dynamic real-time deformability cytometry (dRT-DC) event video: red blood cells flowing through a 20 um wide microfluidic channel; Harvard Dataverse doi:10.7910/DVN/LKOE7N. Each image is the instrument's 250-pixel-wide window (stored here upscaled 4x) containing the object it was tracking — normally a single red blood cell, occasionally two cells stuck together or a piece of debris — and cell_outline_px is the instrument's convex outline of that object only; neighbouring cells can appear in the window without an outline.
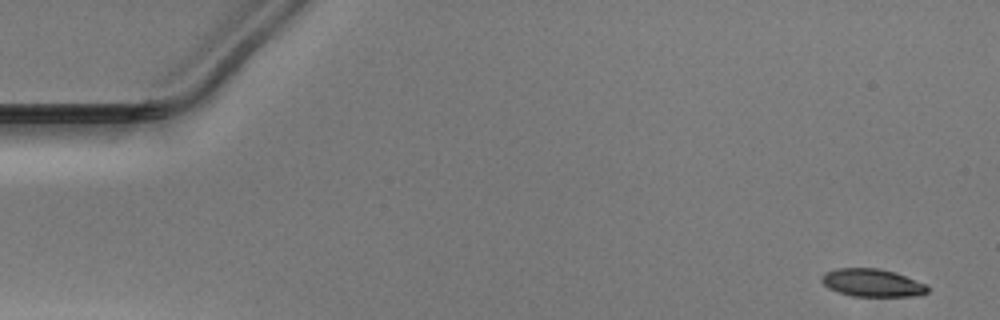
{"species": "Egyptian fruit bat (a non-hibernating species)", "species_latin": "Rousettus aegyptiacus", "temperature_condition": "warm", "stored_images_in_passage": 42, "camera_frame_rate_fps": 3000, "um_per_image_px": 0.085, "animal": {"sex": "male"}, "frame": {"image": 1, "passage_image": 1, "time_ms": 0.0, "image_size_px": [1000, 320], "cell_outline_px": [[928, 292], [916, 296], [852, 296], [828, 288], [820, 280], [820, 276], [824, 272], [836, 268], [880, 268], [896, 272], [924, 284], [928, 288]], "centroid_in_image_um": [74.09, 24.03], "position_along_channel_um": 10.9, "area_um2": 17.17}}
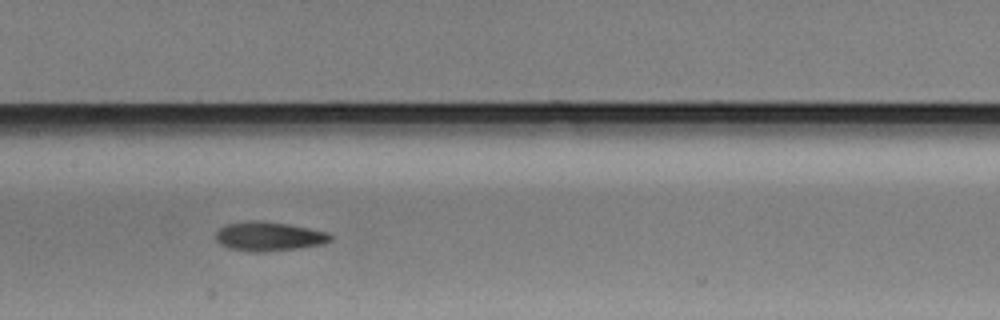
{"frame": {"image": 2, "passage_image": 24, "time_ms": 7.667, "image_size_px": [1000, 320], "cell_outline_px": [[332, 240], [324, 244], [296, 248], [260, 252], [256, 252], [228, 248], [220, 244], [216, 240], [216, 232], [224, 224], [244, 220], [256, 220], [288, 224], [328, 232], [332, 236]], "centroid_in_image_um": [22.83, 20.08], "position_along_channel_um": 184.6, "area_um2": 19.54}}
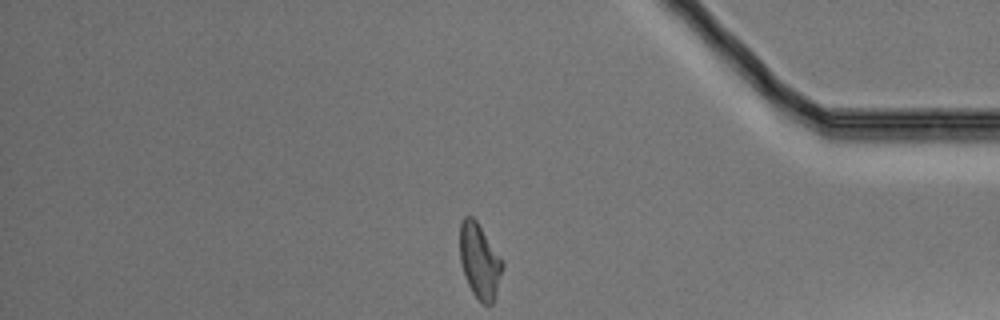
{"frame": {"image": 3, "passage_image": 42, "time_ms": 13.667, "image_size_px": [1000, 320], "cell_outline_px": [[504, 264], [492, 304], [484, 304], [472, 292], [464, 276], [460, 260], [460, 224], [464, 216], [472, 216], [476, 220]], "centroid_in_image_um": [40.73, 22.17], "position_along_channel_um": 394.5, "area_um2": 18.09}}